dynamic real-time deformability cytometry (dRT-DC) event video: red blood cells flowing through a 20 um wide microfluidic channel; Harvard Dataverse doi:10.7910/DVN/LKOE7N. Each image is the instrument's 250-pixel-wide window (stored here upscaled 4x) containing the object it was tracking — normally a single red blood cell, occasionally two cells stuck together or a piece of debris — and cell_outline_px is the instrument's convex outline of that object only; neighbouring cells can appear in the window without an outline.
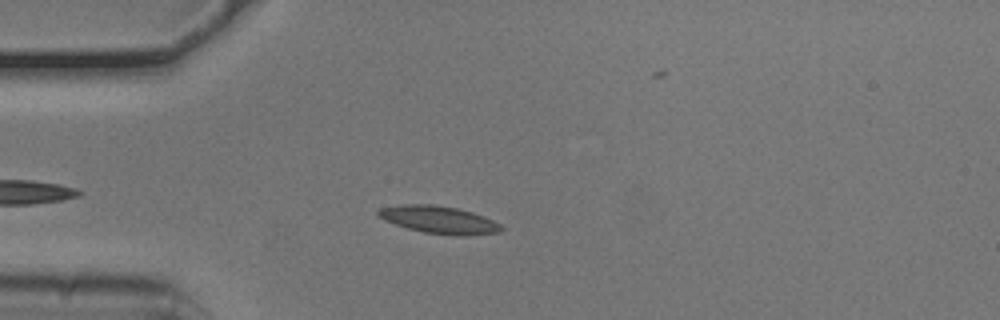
{"species": "common noctule bat (a hibernating species)", "species_latin": "Nyctalus noctula", "temperature_condition": "cold", "stored_images_in_passage": 36, "camera_frame_rate_fps": 3000, "um_per_image_px": 0.085, "animal": {"sex": "male", "body_mass_g": 20.5, "forearm_length_mm": 52.5}, "frame": {"image": 1, "passage_image": 5, "time_ms": 1.333, "image_size_px": [1000, 320], "cell_outline_px": [[504, 228], [496, 232], [464, 236], [424, 232], [408, 228], [384, 220], [376, 212], [380, 208], [400, 204], [436, 204], [456, 208], [472, 212], [484, 216], [500, 224]], "centroid_in_image_um": [37.3, 18.66], "position_along_channel_um": 47.7, "area_um2": 19.48}}
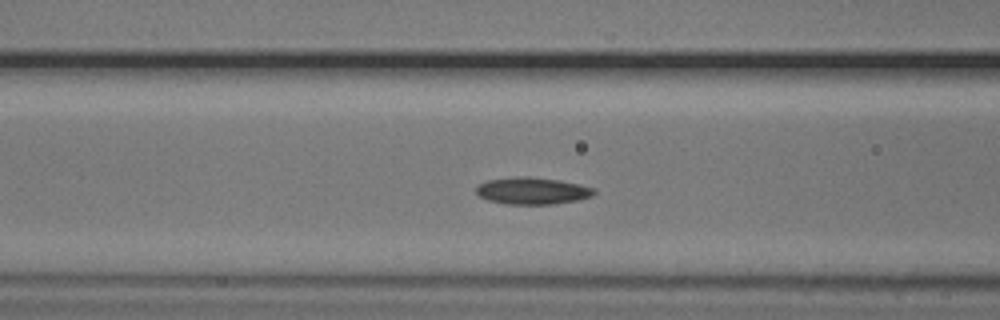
{"frame": {"image": 2, "passage_image": 12, "time_ms": 3.667, "image_size_px": [1000, 320], "cell_outline_px": [[596, 192], [592, 196], [576, 200], [552, 204], [508, 204], [488, 200], [480, 196], [476, 192], [476, 188], [484, 180], [512, 176], [528, 176], [560, 180], [580, 184], [596, 188]], "centroid_in_image_um": [45.25, 16.2], "position_along_channel_um": 121.4, "area_um2": 18.67}}
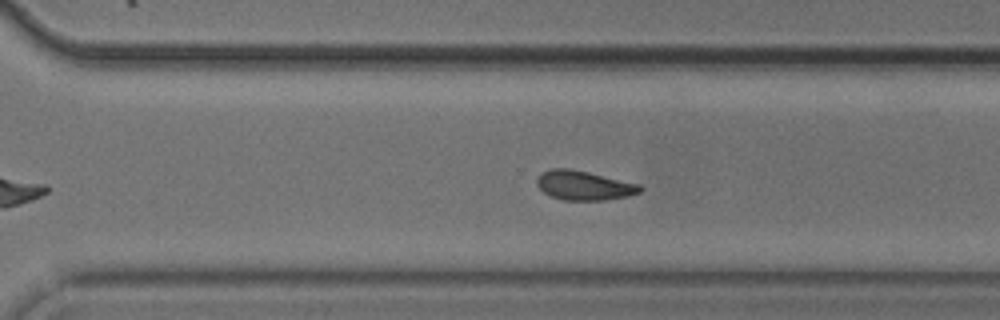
{"frame": {"image": 3, "passage_image": 28, "time_ms": 9.0, "image_size_px": [1000, 320], "cell_outline_px": [[644, 188], [640, 192], [628, 196], [604, 200], [564, 200], [552, 196], [544, 192], [536, 184], [536, 180], [540, 172], [552, 168], [568, 168], [588, 172], [640, 184]], "centroid_in_image_um": [49.63, 15.75], "position_along_channel_um": 321.0, "area_um2": 17.63}, "authors_computed_cell_mechanics": {"area_um2": 18.0047, "velocity_mm_per_s": 3.7466, "shape_relaxation_time_tau1_ms": 2.7886, "shape_relaxation_time_tau2_ms": 4.5398, "deformation_change_tau1": 0.0875, "deformation_change_tau2": 0.0994}}